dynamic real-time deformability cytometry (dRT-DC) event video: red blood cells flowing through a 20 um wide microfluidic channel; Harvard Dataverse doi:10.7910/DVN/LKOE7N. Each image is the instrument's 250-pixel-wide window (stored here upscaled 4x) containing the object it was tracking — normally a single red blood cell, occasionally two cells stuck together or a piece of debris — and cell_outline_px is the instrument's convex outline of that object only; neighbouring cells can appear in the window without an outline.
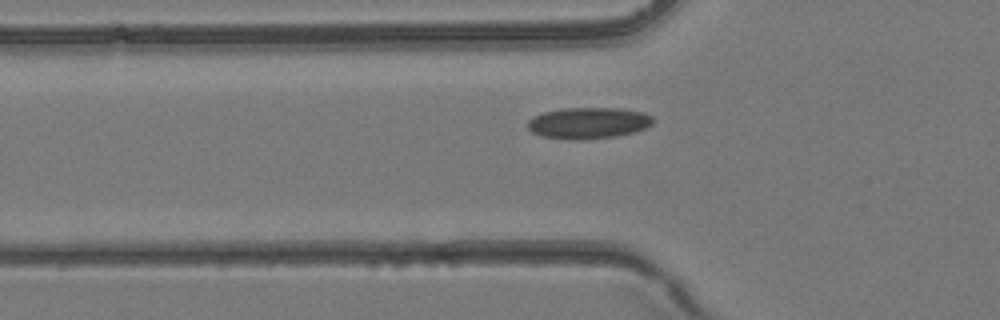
{"species": "common noctule bat (a hibernating species)", "species_latin": "Nyctalus noctula", "temperature_condition": "room temperature", "stored_images_in_passage": 5, "segment_of_instrument_passage": [2, 2], "camera_frame_rate_fps": 3000, "um_per_image_px": 0.085, "animal": {"sex": "female", "body_mass_g": 24.6, "forearm_length_mm": 56.2}, "frame": {"image": 1, "passage_image": 5, "time_ms": 1.333, "image_size_px": [1000, 320], "cell_outline_px": [[652, 124], [636, 132], [616, 136], [584, 140], [568, 140], [540, 136], [532, 132], [528, 128], [528, 120], [532, 116], [544, 112], [564, 108], [620, 108], [640, 112], [652, 116]], "centroid_in_image_um": [49.97, 10.47], "position_along_channel_um": 75.8, "area_um2": 23.0}}